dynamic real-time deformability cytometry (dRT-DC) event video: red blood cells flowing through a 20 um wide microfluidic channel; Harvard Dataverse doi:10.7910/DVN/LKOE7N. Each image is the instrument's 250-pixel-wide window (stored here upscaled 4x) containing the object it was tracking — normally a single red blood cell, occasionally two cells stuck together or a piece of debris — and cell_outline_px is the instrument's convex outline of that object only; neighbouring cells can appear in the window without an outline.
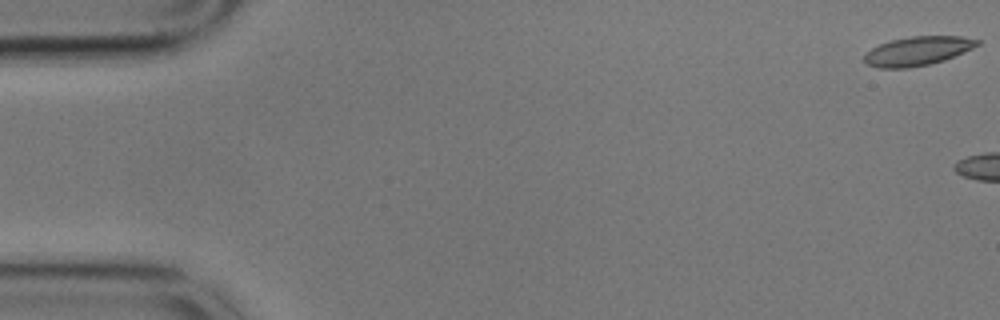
{"species": "common noctule bat (a hibernating species)", "species_latin": "Nyctalus noctula", "temperature_condition": "cold", "stored_images_in_passage": 5, "camera_frame_rate_fps": 3000, "um_per_image_px": 0.085, "animal": {"sex": "male", "body_mass_g": 17.9}, "frame": {"image": 1, "passage_image": 1, "time_ms": 0.0, "image_size_px": [1000, 320], "cell_outline_px": [[980, 44], [964, 52], [944, 60], [928, 64], [908, 68], [876, 68], [868, 64], [864, 60], [864, 56], [872, 48], [880, 44], [892, 40], [912, 36], [964, 36], [980, 40]], "centroid_in_image_um": [78.02, 4.33], "position_along_channel_um": 7.0, "area_um2": 18.96}}